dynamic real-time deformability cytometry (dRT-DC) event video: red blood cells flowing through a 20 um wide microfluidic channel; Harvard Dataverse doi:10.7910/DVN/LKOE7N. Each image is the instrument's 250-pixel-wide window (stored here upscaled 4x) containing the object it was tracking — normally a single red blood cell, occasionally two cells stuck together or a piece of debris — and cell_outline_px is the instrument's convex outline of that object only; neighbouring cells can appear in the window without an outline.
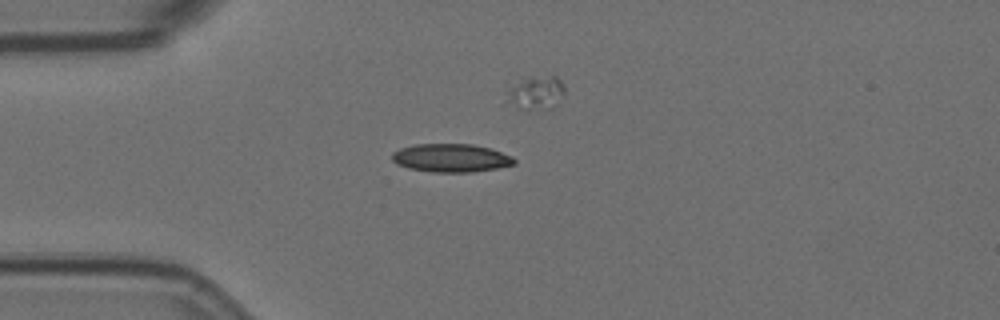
{"species": "Egyptian fruit bat (a non-hibernating species)", "species_latin": "Rousettus aegyptiacus", "temperature_condition": "room temperature", "stored_images_in_passage": 8, "segment_of_instrument_passage": [1, 2], "camera_frame_rate_fps": 3000, "um_per_image_px": 0.085, "animal": {"sex": "female"}, "frame": {"image": 1, "passage_image": 5, "time_ms": 1.333, "image_size_px": [1000, 320], "cell_outline_px": [[516, 164], [496, 168], [472, 172], [432, 172], [408, 168], [396, 164], [392, 160], [392, 152], [400, 148], [416, 144], [472, 144], [488, 148], [512, 156], [516, 160]], "centroid_in_image_um": [38.31, 13.43], "position_along_channel_um": 46.7, "area_um2": 20.11}}
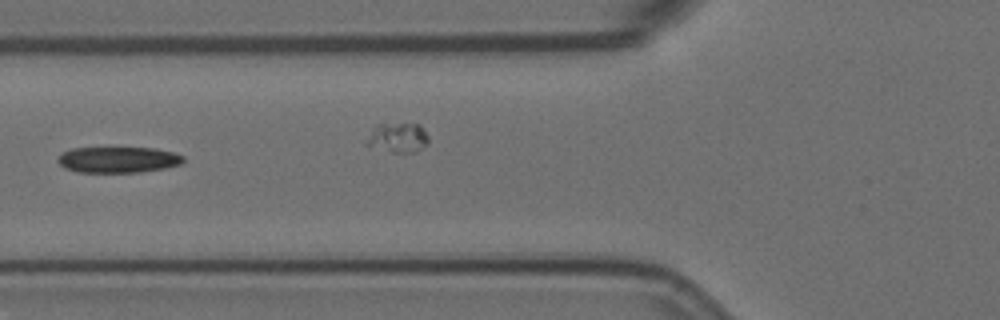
{"frame": {"image": 2, "passage_image": 7, "time_ms": 2.0, "image_size_px": [1000, 320], "cell_outline_px": [[184, 160], [180, 164], [164, 168], [140, 172], [76, 172], [64, 168], [56, 160], [64, 152], [72, 148], [152, 148], [172, 152], [184, 156]], "centroid_in_image_um": [10.02, 13.58], "position_along_channel_um": 115.8, "area_um2": 18.84}}